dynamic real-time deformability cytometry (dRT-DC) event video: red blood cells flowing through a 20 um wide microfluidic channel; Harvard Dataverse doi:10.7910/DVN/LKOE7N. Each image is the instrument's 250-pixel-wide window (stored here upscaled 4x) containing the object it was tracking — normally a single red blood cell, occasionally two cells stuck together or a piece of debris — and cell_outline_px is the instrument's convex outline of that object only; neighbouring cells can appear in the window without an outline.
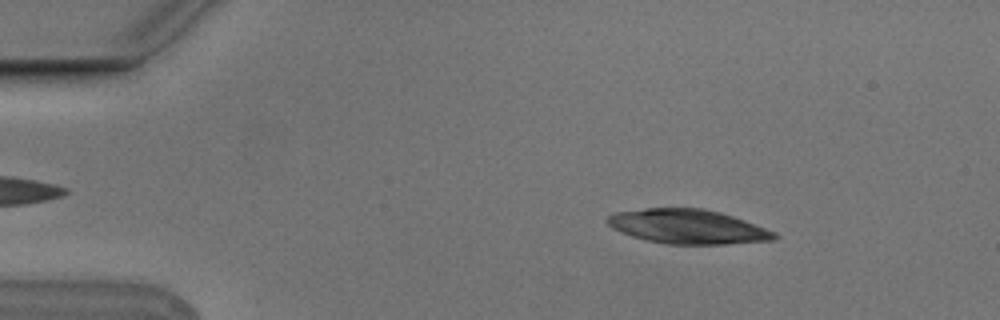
{"species": "Egyptian fruit bat (a non-hibernating species)", "species_latin": "Rousettus aegyptiacus", "temperature_condition": "cold", "stored_images_in_passage": 4, "camera_frame_rate_fps": 3000, "um_per_image_px": 0.085, "animal": {"sex": "male"}, "frame": {"image": 1, "passage_image": 2, "time_ms": 0.333, "image_size_px": [1000, 320], "cell_outline_px": [[780, 236], [776, 240], [724, 244], [668, 244], [648, 240], [632, 236], [612, 228], [604, 220], [608, 216], [616, 212], [644, 208], [704, 208], [720, 212], [744, 220], [776, 232]], "centroid_in_image_um": [58.47, 19.26], "position_along_channel_um": 26.5, "area_um2": 33.41}}